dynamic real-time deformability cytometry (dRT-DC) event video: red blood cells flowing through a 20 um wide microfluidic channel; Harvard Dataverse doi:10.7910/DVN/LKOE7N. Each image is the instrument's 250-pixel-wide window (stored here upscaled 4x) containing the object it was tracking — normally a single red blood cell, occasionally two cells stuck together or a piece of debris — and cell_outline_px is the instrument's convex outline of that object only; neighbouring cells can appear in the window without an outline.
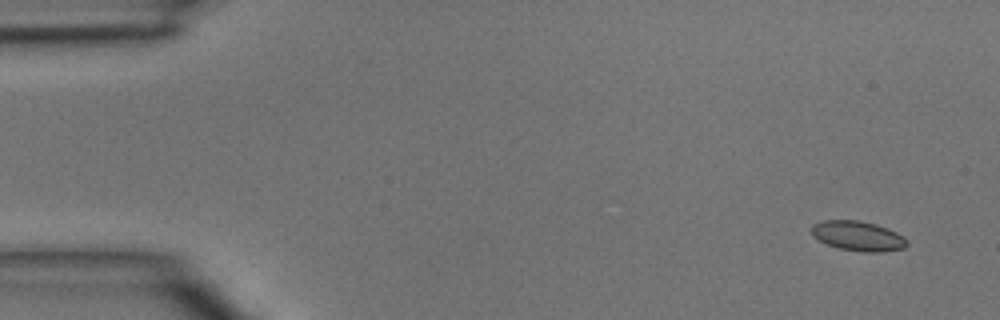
{"species": "common noctule bat (a hibernating species)", "species_latin": "Nyctalus noctula", "temperature_condition": "room temperature", "stored_images_in_passage": 46, "camera_frame_rate_fps": 3000, "um_per_image_px": 0.085, "animal": {"sex": "male", "body_mass_g": 15.6}, "frame": {"image": 1, "passage_image": 1, "time_ms": 0.0, "image_size_px": [1000, 320], "cell_outline_px": [[908, 244], [904, 248], [880, 252], [860, 252], [840, 248], [828, 244], [812, 236], [812, 224], [824, 220], [860, 220], [876, 224], [888, 228], [904, 236], [908, 240]], "centroid_in_image_um": [72.96, 20.05], "position_along_channel_um": 12.0, "area_um2": 16.65}}
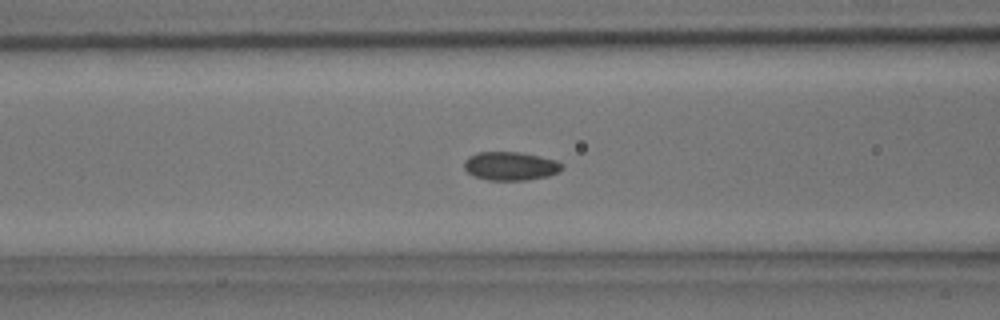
{"frame": {"image": 2, "passage_image": 17, "time_ms": 5.333, "image_size_px": [1000, 320], "cell_outline_px": [[564, 168], [548, 176], [524, 180], [488, 180], [472, 176], [464, 168], [464, 160], [468, 156], [476, 152], [520, 152], [540, 156], [556, 160], [564, 164]], "centroid_in_image_um": [43.37, 14.1], "position_along_channel_um": 123.2, "area_um2": 16.42}}
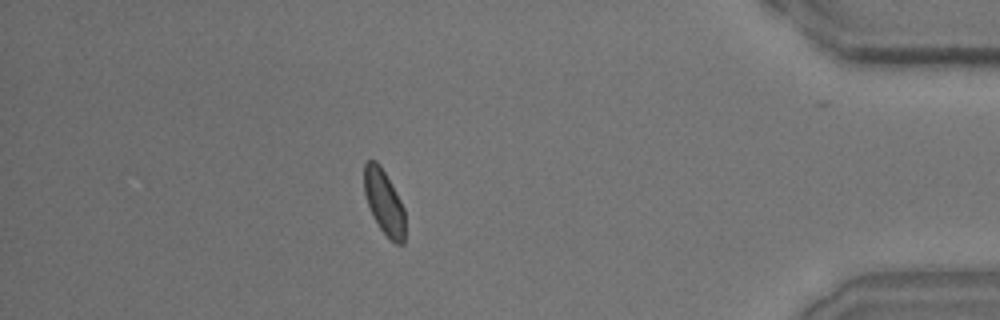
{"frame": {"image": 3, "passage_image": 40, "time_ms": 13.0, "image_size_px": [1000, 320], "cell_outline_px": [[404, 244], [396, 244], [380, 228], [372, 216], [364, 192], [364, 164], [368, 160], [376, 160], [380, 164], [396, 192], [404, 208]], "centroid_in_image_um": [32.63, 17.16], "position_along_channel_um": 402.6, "area_um2": 15.26}}